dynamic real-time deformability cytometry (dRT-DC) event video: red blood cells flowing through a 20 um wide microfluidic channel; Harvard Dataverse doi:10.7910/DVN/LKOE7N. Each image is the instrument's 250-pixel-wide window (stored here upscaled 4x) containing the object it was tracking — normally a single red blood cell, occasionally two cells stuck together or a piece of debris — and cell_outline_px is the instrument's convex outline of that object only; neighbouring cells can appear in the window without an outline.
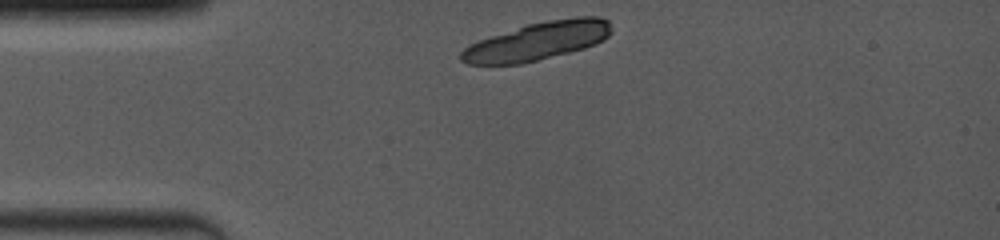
{"species": "common noctule bat (a hibernating species)", "species_latin": "Nyctalus noctula", "temperature_condition": "room temperature", "stored_images_in_passage": 2, "camera_frame_rate_fps": 4000, "um_per_image_px": 0.085, "animal": {"sex": "female", "body_mass_g": 19.0, "forearm_length_mm": 53.3}, "frame": {"image": 1, "passage_image": 1, "time_ms": 0.0, "image_size_px": [1000, 240], "cell_outline_px": [[612, 32], [604, 40], [596, 44], [584, 48], [520, 64], [468, 64], [460, 60], [460, 52], [468, 44], [528, 24], [548, 20], [576, 16], [600, 16], [608, 20]], "centroid_in_image_um": [45.72, 3.48], "position_along_channel_um": 39.3, "area_um2": 33.12}}